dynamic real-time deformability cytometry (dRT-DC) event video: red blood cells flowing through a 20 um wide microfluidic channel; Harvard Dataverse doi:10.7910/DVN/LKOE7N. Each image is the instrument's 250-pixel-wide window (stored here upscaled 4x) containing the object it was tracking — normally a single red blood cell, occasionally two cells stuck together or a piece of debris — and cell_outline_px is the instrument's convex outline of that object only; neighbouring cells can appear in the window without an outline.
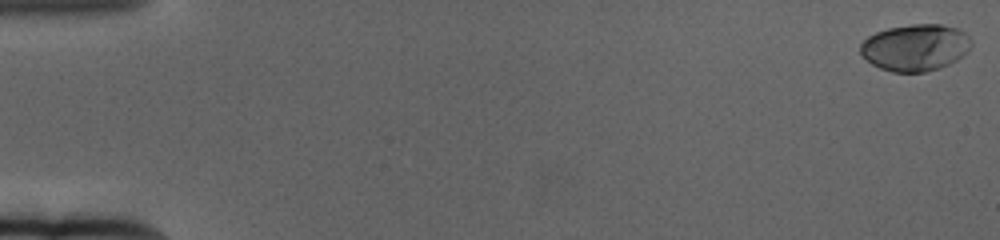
{"species": "human", "species_latin": "Homo sapiens", "temperature_condition": "cold", "stored_images_in_passage": 62, "camera_frame_rate_fps": 3000, "um_per_image_px": 0.085, "donor": {"sex": "female"}, "frame": {"image": 1, "passage_image": 1, "time_ms": 0.0, "image_size_px": [1000, 240], "cell_outline_px": [[972, 44], [968, 52], [956, 60], [940, 68], [924, 72], [892, 72], [880, 68], [872, 64], [860, 52], [860, 44], [868, 36], [876, 32], [888, 28], [912, 24], [940, 24], [956, 28], [964, 32], [972, 40]], "centroid_in_image_um": [77.81, 4.04], "position_along_channel_um": 7.2, "area_um2": 30.23}}
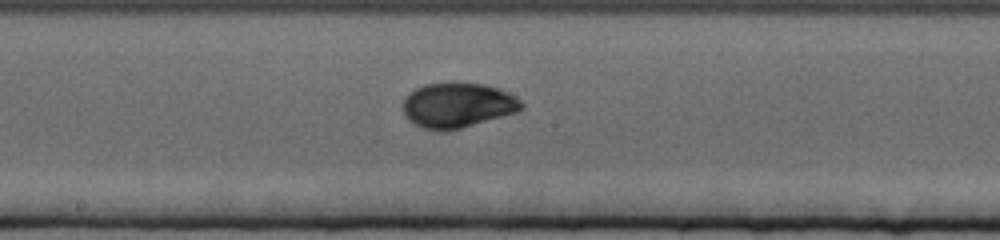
{"frame": {"image": 2, "passage_image": 34, "time_ms": 11.0, "image_size_px": [1000, 240], "cell_outline_px": [[524, 108], [520, 112], [448, 132], [440, 132], [424, 128], [408, 120], [404, 112], [404, 96], [408, 92], [424, 84], [452, 80], [484, 84], [500, 88], [516, 96], [524, 104]], "centroid_in_image_um": [38.93, 8.92], "position_along_channel_um": 209.3, "area_um2": 32.19}}
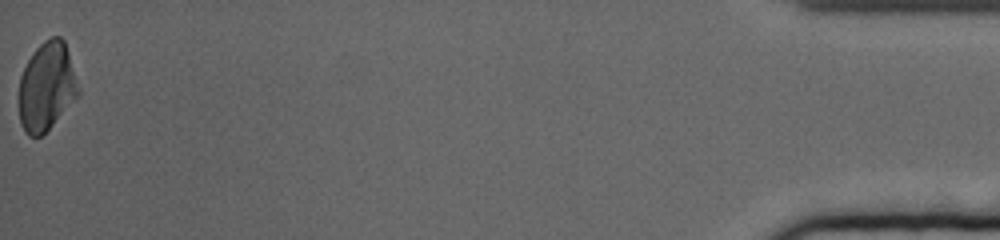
{"frame": {"image": 3, "passage_image": 62, "time_ms": 20.333, "image_size_px": [1000, 240], "cell_outline_px": [[80, 96], [40, 136], [28, 136], [24, 132], [20, 124], [20, 76], [28, 60], [36, 48], [44, 40], [52, 36], [60, 36], [64, 40], [68, 52], [80, 92]], "centroid_in_image_um": [3.97, 7.35], "position_along_channel_um": 431.2, "area_um2": 30.35}, "authors_computed_cell_mechanics": {"area_um2": 30.0849, "velocity_mm_per_s": 3.3468, "shape_relaxation_time_tau1_ms": 3.9185, "shape_relaxation_time_tau2_ms": 1.239, "deformation_change_tau1": 0.1647, "deformation_change_tau2": 0.0248}}